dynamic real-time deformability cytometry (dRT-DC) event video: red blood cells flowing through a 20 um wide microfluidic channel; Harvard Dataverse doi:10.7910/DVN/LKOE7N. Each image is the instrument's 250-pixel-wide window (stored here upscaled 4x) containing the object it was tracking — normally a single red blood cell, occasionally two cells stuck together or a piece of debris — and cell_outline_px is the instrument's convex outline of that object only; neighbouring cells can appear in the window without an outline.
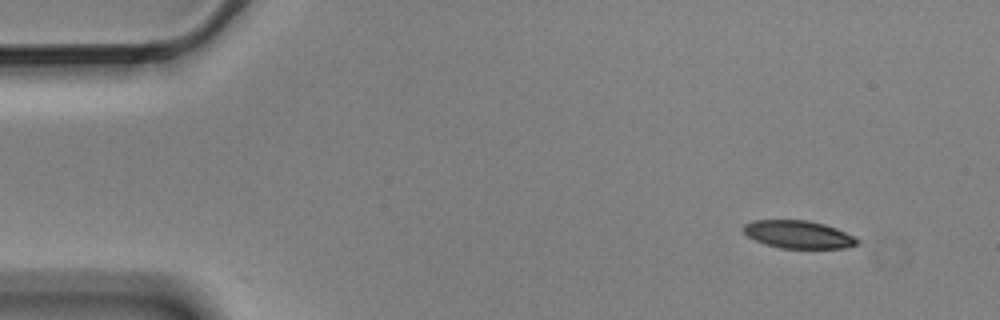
{"species": "Egyptian fruit bat (a non-hibernating species)", "species_latin": "Rousettus aegyptiacus", "temperature_condition": "cold", "stored_images_in_passage": 4, "camera_frame_rate_fps": 3000, "um_per_image_px": 0.085, "animal": {"sex": "male"}, "frame": {"image": 1, "passage_image": 1, "time_ms": 0.0, "image_size_px": [1000, 320], "cell_outline_px": [[860, 240], [856, 244], [848, 248], [780, 248], [764, 244], [748, 236], [740, 228], [744, 224], [752, 220], [808, 220], [824, 224], [836, 228], [856, 236]], "centroid_in_image_um": [67.86, 19.92], "position_along_channel_um": 17.1, "area_um2": 18.61}}
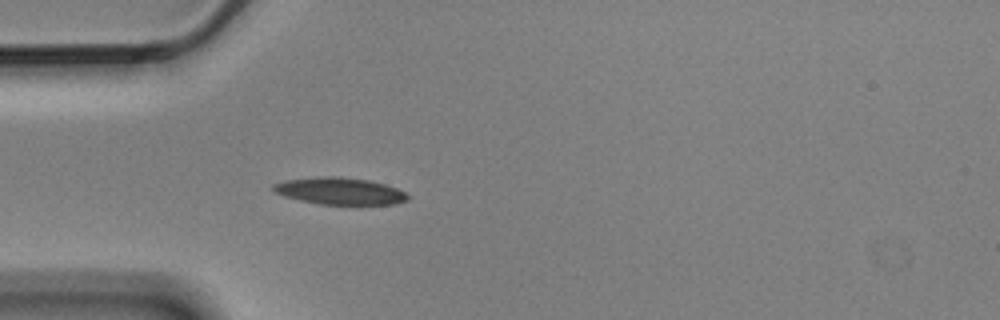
{"frame": {"image": 2, "passage_image": 4, "time_ms": 1.0, "image_size_px": [1000, 320], "cell_outline_px": [[408, 200], [396, 204], [320, 204], [300, 200], [284, 196], [276, 192], [272, 188], [272, 184], [284, 180], [316, 176], [340, 176], [368, 180], [384, 184], [396, 188], [404, 192], [408, 196]], "centroid_in_image_um": [28.85, 16.23], "position_along_channel_um": 56.1, "area_um2": 21.1}}